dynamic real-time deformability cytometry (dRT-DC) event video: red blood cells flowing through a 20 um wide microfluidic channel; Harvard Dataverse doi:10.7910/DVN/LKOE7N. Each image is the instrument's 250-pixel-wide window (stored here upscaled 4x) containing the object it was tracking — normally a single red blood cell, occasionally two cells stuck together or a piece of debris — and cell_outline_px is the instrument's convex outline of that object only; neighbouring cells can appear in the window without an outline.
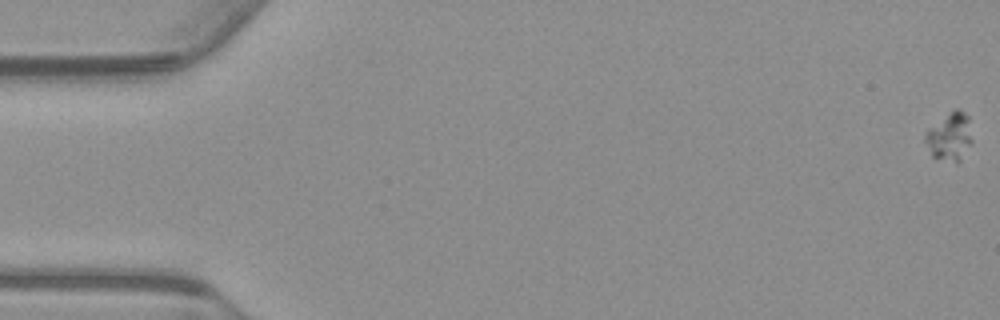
{"species": "common noctule bat (a hibernating species)", "species_latin": "Nyctalus noctula", "temperature_condition": "warm", "stored_images_in_passage": 60, "camera_frame_rate_fps": 3000, "um_per_image_px": 0.085, "animal": {"sex": "male", "body_mass_g": 23.1, "forearm_length_mm": 52.7}, "frame": {"image": 1, "passage_image": 1, "time_ms": 0.0, "image_size_px": [1000, 320], "cell_outline_px": [[972, 144], [960, 160], [956, 164], [932, 156], [924, 140], [924, 136], [928, 128], [956, 108], [960, 108], [968, 116], [972, 140]], "centroid_in_image_um": [80.73, 11.63], "position_along_channel_um": 4.3, "area_um2": 13.18}}
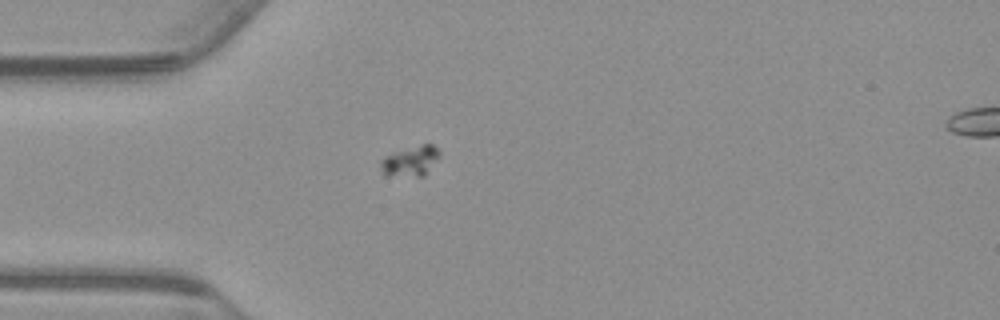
{"frame": {"image": 2, "passage_image": 18, "time_ms": 5.667, "image_size_px": [1000, 320], "cell_outline_px": [[440, 156], [424, 176], [384, 176], [380, 164], [380, 160], [384, 156], [396, 152], [424, 144], [432, 144], [440, 152]], "centroid_in_image_um": [34.87, 13.72], "position_along_channel_um": 50.1, "area_um2": 10.23}}
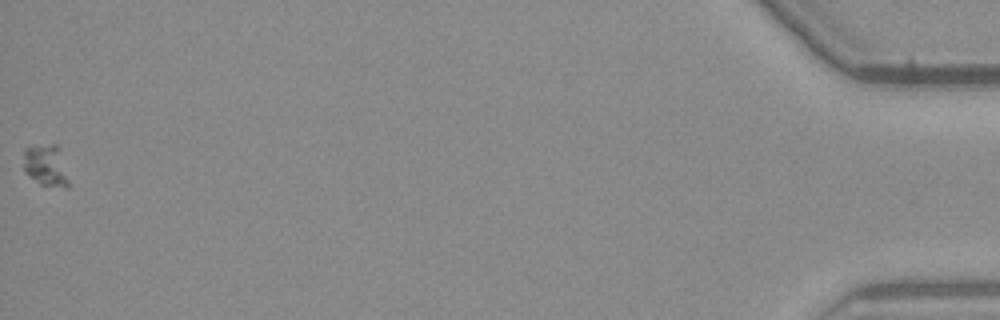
{"frame": {"image": 3, "passage_image": 60, "time_ms": 19.667, "image_size_px": [1000, 320], "cell_outline_px": [[68, 188], [64, 188], [40, 184], [28, 176], [24, 172], [24, 148], [52, 144], [56, 144], [68, 180]], "centroid_in_image_um": [3.86, 14.1], "position_along_channel_um": 431.3, "area_um2": 10.58}}